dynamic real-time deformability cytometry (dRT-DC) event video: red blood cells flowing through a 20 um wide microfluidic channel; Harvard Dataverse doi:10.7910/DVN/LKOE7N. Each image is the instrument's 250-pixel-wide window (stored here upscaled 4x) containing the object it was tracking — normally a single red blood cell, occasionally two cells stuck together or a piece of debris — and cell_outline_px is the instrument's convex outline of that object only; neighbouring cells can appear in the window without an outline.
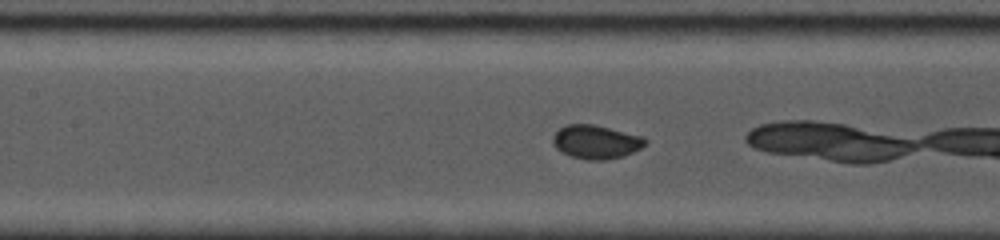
{"species": "common noctule bat (a hibernating species)", "species_latin": "Nyctalus noctula", "temperature_condition": "cold", "stored_images_in_passage": 17, "camera_frame_rate_fps": 5000, "um_per_image_px": 0.085, "animal": {"sex": "female", "body_mass_g": 19.0, "forearm_length_mm": 53.3}, "frame": {"image": 1, "passage_image": 6, "time_ms": 2.2, "image_size_px": [1000, 240], "cell_outline_px": [[648, 144], [624, 156], [608, 160], [588, 160], [572, 156], [556, 148], [552, 144], [552, 136], [560, 128], [568, 124], [596, 124], [644, 136], [648, 140]], "centroid_in_image_um": [50.7, 12.05], "position_along_channel_um": 156.7, "area_um2": 18.38}}